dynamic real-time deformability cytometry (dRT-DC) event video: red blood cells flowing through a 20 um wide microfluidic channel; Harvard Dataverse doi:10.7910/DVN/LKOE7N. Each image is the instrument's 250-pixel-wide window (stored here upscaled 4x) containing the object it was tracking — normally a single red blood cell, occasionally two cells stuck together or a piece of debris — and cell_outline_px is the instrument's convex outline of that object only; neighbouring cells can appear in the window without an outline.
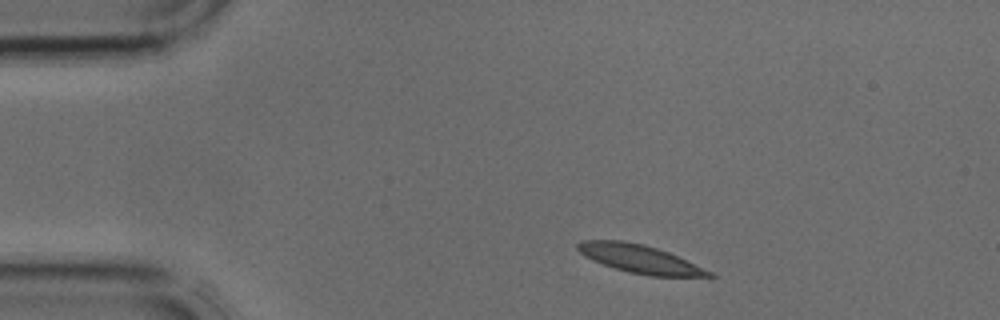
{"species": "common noctule bat (a hibernating species)", "species_latin": "Nyctalus noctula", "temperature_condition": "cold", "stored_images_in_passage": 2, "camera_frame_rate_fps": 3000, "um_per_image_px": 0.085, "animal": {"sex": "male", "body_mass_g": 17.9, "forearm_length_mm": 54.2}, "frame": {"image": 1, "passage_image": 1, "time_ms": 0.0, "image_size_px": [1000, 320], "cell_outline_px": [[716, 276], [652, 276], [628, 272], [592, 260], [584, 256], [576, 248], [576, 244], [580, 240], [624, 240], [644, 244], [668, 252], [712, 272]], "centroid_in_image_um": [54.32, 21.99], "position_along_channel_um": 30.7, "area_um2": 21.33}}